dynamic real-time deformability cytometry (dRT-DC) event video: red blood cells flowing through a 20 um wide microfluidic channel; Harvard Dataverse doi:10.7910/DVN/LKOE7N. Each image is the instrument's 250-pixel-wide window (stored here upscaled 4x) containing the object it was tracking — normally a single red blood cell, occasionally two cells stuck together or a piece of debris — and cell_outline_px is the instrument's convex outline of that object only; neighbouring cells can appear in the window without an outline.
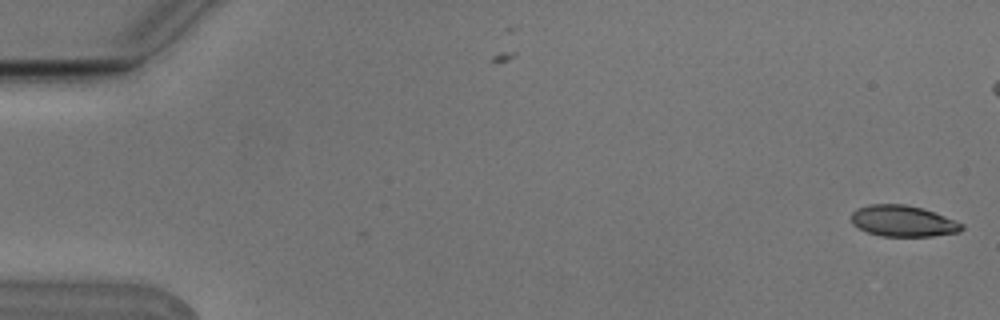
{"species": "Egyptian fruit bat (a non-hibernating species)", "species_latin": "Rousettus aegyptiacus", "temperature_condition": "cold", "stored_images_in_passage": 6, "camera_frame_rate_fps": 3000, "um_per_image_px": 0.085, "animal": {"sex": "male"}, "frame": {"image": 1, "passage_image": 1, "time_ms": 0.0, "image_size_px": [1000, 320], "cell_outline_px": [[964, 228], [960, 232], [932, 236], [880, 236], [868, 232], [852, 224], [852, 212], [856, 208], [868, 204], [904, 204], [924, 208], [956, 220], [964, 224]], "centroid_in_image_um": [76.78, 18.78], "position_along_channel_um": 8.2, "area_um2": 20.23}}